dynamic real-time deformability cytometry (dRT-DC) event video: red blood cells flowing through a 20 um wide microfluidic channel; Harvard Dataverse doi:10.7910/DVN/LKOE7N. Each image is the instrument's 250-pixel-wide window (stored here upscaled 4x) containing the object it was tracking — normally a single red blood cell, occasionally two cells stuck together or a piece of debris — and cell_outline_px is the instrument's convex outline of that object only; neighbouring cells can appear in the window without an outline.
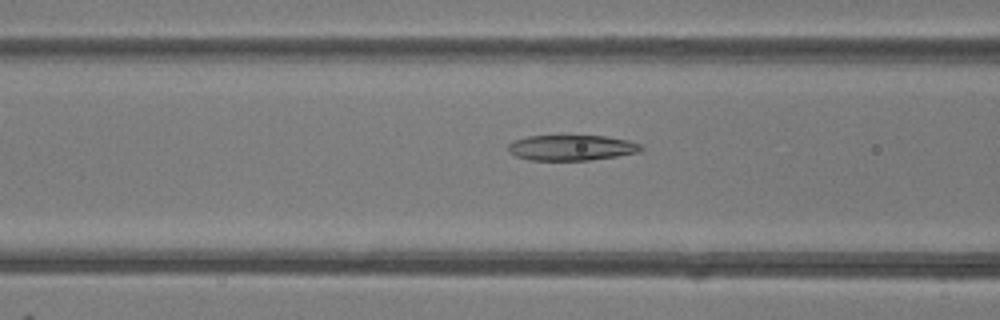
{"species": "common noctule bat (a hibernating species)", "species_latin": "Nyctalus noctula", "temperature_condition": "room temperature", "stored_images_in_passage": 48, "camera_frame_rate_fps": 3000, "um_per_image_px": 0.085, "animal": {"sex": "female"}, "frame": {"image": 1, "passage_image": 19, "time_ms": 6.0, "image_size_px": [1000, 320], "cell_outline_px": [[644, 148], [640, 152], [616, 156], [588, 160], [528, 160], [516, 156], [508, 152], [508, 144], [512, 140], [528, 136], [608, 136], [628, 140], [640, 144]], "centroid_in_image_um": [48.56, 12.55], "position_along_channel_um": 118.0, "area_um2": 19.83}}
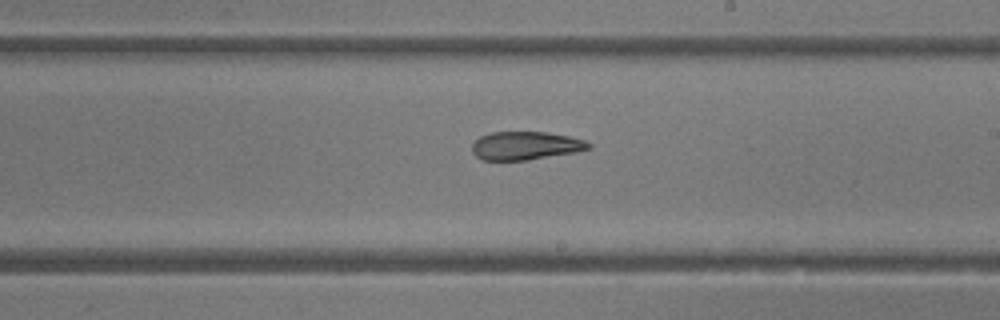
{"frame": {"image": 2, "passage_image": 28, "time_ms": 9.0, "image_size_px": [1000, 320], "cell_outline_px": [[592, 148], [576, 152], [528, 160], [480, 160], [472, 152], [472, 144], [480, 136], [492, 132], [548, 132], [568, 136], [584, 140], [592, 144]], "centroid_in_image_um": [44.67, 12.39], "position_along_channel_um": 244.3, "area_um2": 19.31}}
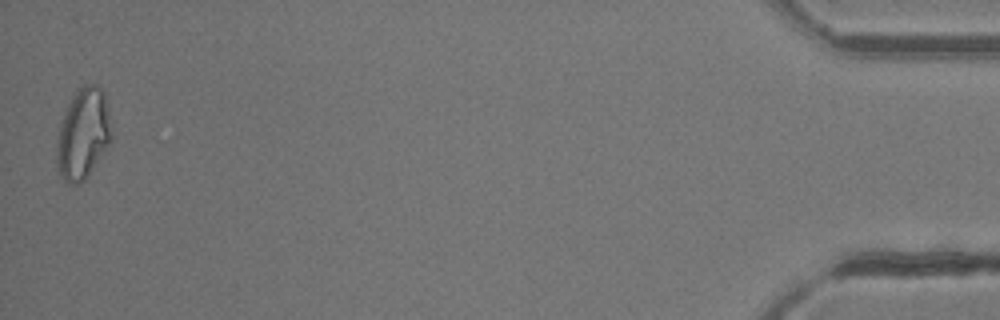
{"frame": {"image": 3, "passage_image": 48, "time_ms": 15.667, "image_size_px": [1000, 320], "cell_outline_px": [[112, 140], [88, 176], [80, 184], [68, 184], [60, 176], [56, 164], [56, 148], [60, 124], [68, 104], [76, 88], [84, 84], [96, 84], [104, 92], [112, 128]], "centroid_in_image_um": [7.06, 11.38], "position_along_channel_um": 428.1, "area_um2": 29.3}, "authors_computed_cell_mechanics": {"area_um2": 22.0507, "velocity_mm_per_s": 4.2035, "shape_relaxation_time_tau1_ms": 8.2516, "shape_relaxation_time_tau2_ms": 2.9797, "deformation_change_tau1": 0.2295, "deformation_change_tau2": 0.1179}}